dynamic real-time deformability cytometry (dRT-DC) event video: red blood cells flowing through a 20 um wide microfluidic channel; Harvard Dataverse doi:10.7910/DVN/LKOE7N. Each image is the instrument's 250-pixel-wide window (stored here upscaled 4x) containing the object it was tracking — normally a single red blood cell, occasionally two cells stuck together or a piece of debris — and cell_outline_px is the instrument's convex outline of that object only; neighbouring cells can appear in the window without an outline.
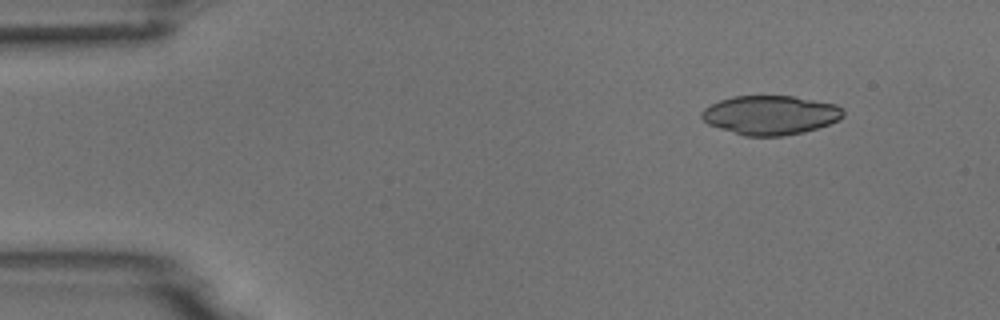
{"species": "common noctule bat (a hibernating species)", "species_latin": "Nyctalus noctula", "temperature_condition": "room temperature", "stored_images_in_passage": 5, "camera_frame_rate_fps": 3000, "um_per_image_px": 0.085, "animal": {"sex": "male", "body_mass_g": 18.8}, "frame": {"image": 1, "passage_image": 2, "time_ms": 1.333, "image_size_px": [1000, 320], "cell_outline_px": [[844, 116], [828, 124], [804, 132], [784, 136], [744, 136], [708, 124], [700, 116], [700, 112], [704, 108], [720, 100], [732, 96], [792, 96], [836, 104], [844, 108]], "centroid_in_image_um": [65.47, 9.78], "position_along_channel_um": 19.5, "area_um2": 32.25}}